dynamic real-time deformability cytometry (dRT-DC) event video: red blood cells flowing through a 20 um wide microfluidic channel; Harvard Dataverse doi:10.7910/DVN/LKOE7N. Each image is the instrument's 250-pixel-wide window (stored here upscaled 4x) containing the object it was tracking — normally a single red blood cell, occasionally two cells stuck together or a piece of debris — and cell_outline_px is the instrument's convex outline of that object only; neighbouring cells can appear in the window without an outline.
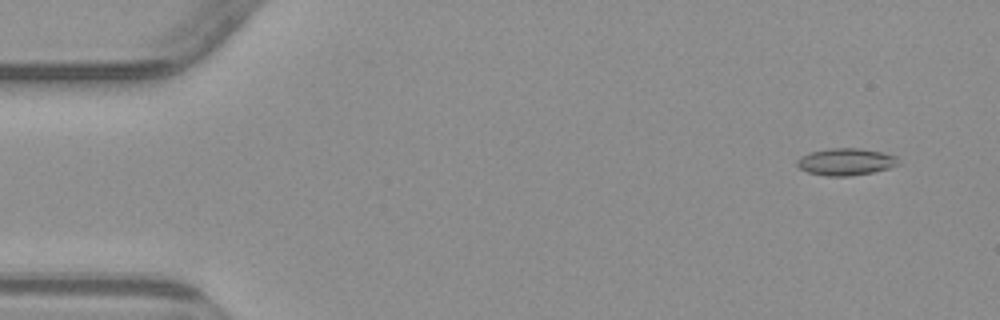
{"species": "common noctule bat (a hibernating species)", "species_latin": "Nyctalus noctula", "temperature_condition": "warm", "stored_images_in_passage": 5, "camera_frame_rate_fps": 3000, "um_per_image_px": 0.085, "animal": {"sex": "male", "body_mass_g": 23.1, "forearm_length_mm": 52.7}, "frame": {"image": 1, "passage_image": 1, "time_ms": 0.0, "image_size_px": [1000, 320], "cell_outline_px": [[900, 164], [888, 168], [872, 172], [848, 176], [828, 176], [808, 172], [800, 168], [796, 164], [796, 160], [800, 156], [808, 152], [828, 148], [860, 148], [880, 152], [896, 156]], "centroid_in_image_um": [71.85, 13.74], "position_along_channel_um": 13.1, "area_um2": 15.95}}
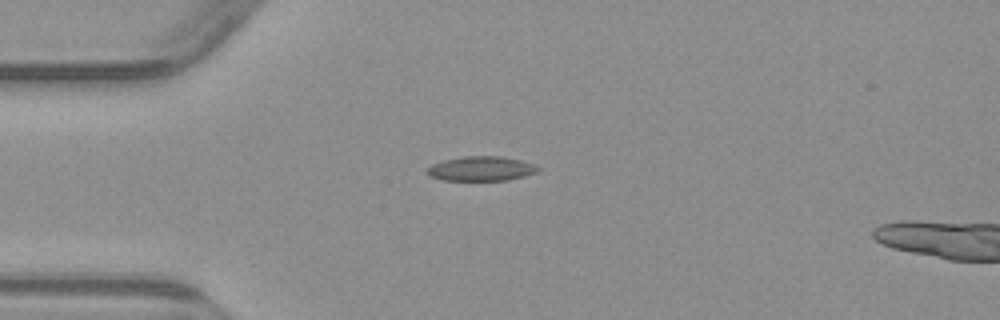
{"frame": {"image": 2, "passage_image": 4, "time_ms": 3.333, "image_size_px": [1000, 320], "cell_outline_px": [[540, 168], [536, 172], [524, 176], [508, 180], [440, 180], [428, 176], [424, 172], [432, 164], [444, 160], [464, 156], [500, 156], [520, 160], [536, 164]], "centroid_in_image_um": [40.87, 14.34], "position_along_channel_um": 44.1, "area_um2": 15.95}}